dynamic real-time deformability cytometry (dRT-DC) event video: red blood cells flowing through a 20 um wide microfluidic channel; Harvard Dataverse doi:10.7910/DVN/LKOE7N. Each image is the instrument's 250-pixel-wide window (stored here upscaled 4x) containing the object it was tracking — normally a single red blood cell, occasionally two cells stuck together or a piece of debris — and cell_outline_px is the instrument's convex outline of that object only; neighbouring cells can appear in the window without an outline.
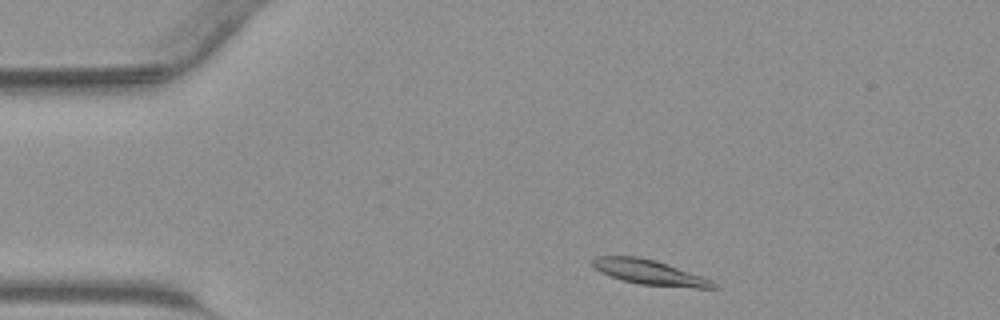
{"species": "common noctule bat (a hibernating species)", "species_latin": "Nyctalus noctula", "temperature_condition": "warm", "stored_images_in_passage": 38, "camera_frame_rate_fps": 3000, "um_per_image_px": 0.085, "animal": {"sex": "male", "body_mass_g": 23.1, "forearm_length_mm": 52.7}, "frame": {"image": 1, "passage_image": 2, "time_ms": 0.333, "image_size_px": [1000, 320], "cell_outline_px": [[720, 288], [696, 288], [640, 284], [624, 280], [600, 272], [592, 268], [592, 260], [596, 256], [636, 256], [656, 260], [704, 276], [712, 280]], "centroid_in_image_um": [55.24, 23.14], "position_along_channel_um": 29.8, "area_um2": 17.57}}
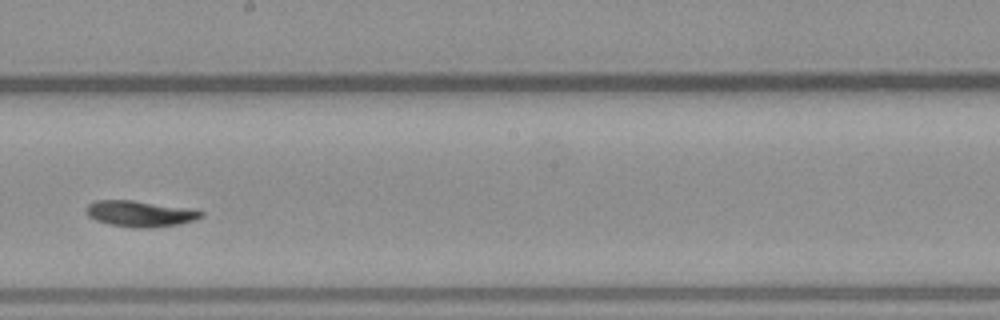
{"frame": {"image": 2, "passage_image": 19, "time_ms": 6.0, "image_size_px": [1000, 320], "cell_outline_px": [[204, 216], [196, 220], [180, 224], [152, 228], [132, 228], [108, 224], [96, 220], [88, 216], [84, 208], [88, 204], [96, 200], [132, 200], [184, 208], [204, 212]], "centroid_in_image_um": [11.87, 18.18], "position_along_channel_um": 236.3, "area_um2": 17.46}}
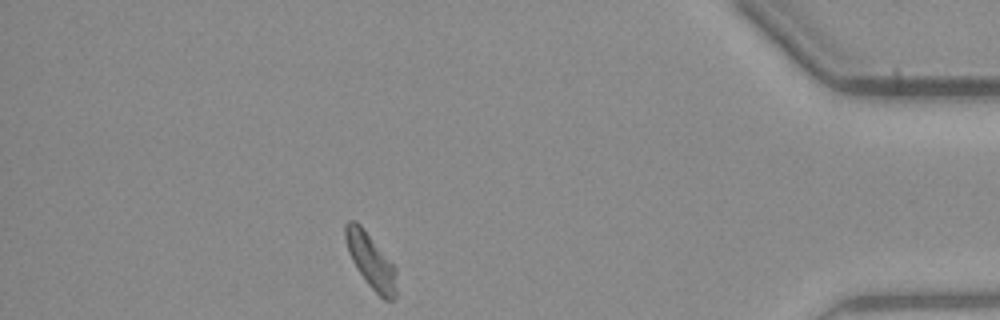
{"frame": {"image": 3, "passage_image": 33, "time_ms": 10.667, "image_size_px": [1000, 320], "cell_outline_px": [[396, 296], [392, 300], [384, 300], [368, 284], [356, 268], [348, 252], [344, 240], [344, 224], [348, 220], [356, 220], [360, 224], [396, 268]], "centroid_in_image_um": [31.49, 22.15], "position_along_channel_um": 403.7, "area_um2": 16.24}}